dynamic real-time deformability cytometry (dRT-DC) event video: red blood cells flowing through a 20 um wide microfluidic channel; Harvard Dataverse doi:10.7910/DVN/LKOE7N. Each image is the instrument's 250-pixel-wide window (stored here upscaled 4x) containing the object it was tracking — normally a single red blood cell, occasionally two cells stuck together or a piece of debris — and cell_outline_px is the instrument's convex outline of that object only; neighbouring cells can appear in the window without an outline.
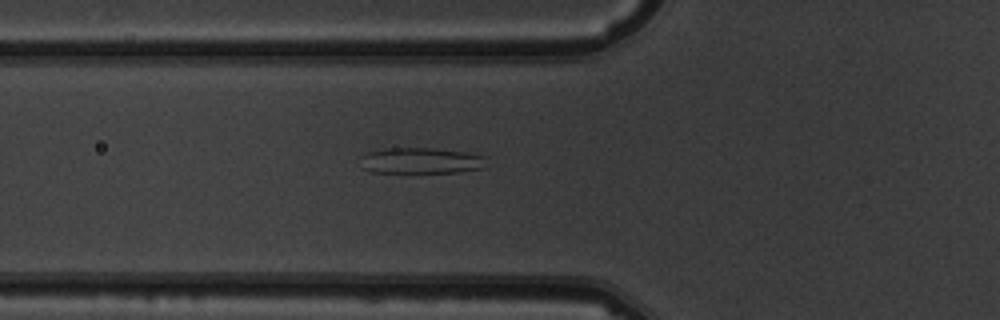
{"species": "common noctule bat (a hibernating species)", "species_latin": "Nyctalus noctula", "temperature_condition": "warm", "stored_images_in_passage": 4, "camera_frame_rate_fps": 3000, "um_per_image_px": 0.085, "animal": {"sex": "male", "body_mass_g": 19.5, "forearm_length_mm": 54.6}, "frame": {"image": 1, "passage_image": 4, "time_ms": 3.333, "image_size_px": [1000, 320], "cell_outline_px": [[488, 156], [484, 168], [460, 172], [372, 172], [364, 168], [360, 156], [368, 152], [384, 148], [432, 148], [464, 152]], "centroid_in_image_um": [35.83, 13.65], "position_along_channel_um": 90.0, "area_um2": 19.07}}